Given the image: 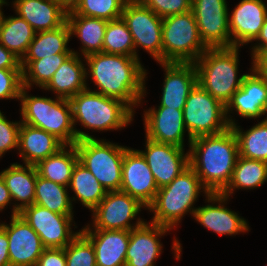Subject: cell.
<instances>
[{
    "mask_svg": "<svg viewBox=\"0 0 267 266\" xmlns=\"http://www.w3.org/2000/svg\"><path fill=\"white\" fill-rule=\"evenodd\" d=\"M144 156L158 188L170 184L189 165V150L171 144L159 143L145 137Z\"/></svg>",
    "mask_w": 267,
    "mask_h": 266,
    "instance_id": "15",
    "label": "cell"
},
{
    "mask_svg": "<svg viewBox=\"0 0 267 266\" xmlns=\"http://www.w3.org/2000/svg\"><path fill=\"white\" fill-rule=\"evenodd\" d=\"M170 231V228L147 221L130 230L126 266H156L163 250L160 238Z\"/></svg>",
    "mask_w": 267,
    "mask_h": 266,
    "instance_id": "21",
    "label": "cell"
},
{
    "mask_svg": "<svg viewBox=\"0 0 267 266\" xmlns=\"http://www.w3.org/2000/svg\"><path fill=\"white\" fill-rule=\"evenodd\" d=\"M252 67L267 78V49L261 51L251 62Z\"/></svg>",
    "mask_w": 267,
    "mask_h": 266,
    "instance_id": "47",
    "label": "cell"
},
{
    "mask_svg": "<svg viewBox=\"0 0 267 266\" xmlns=\"http://www.w3.org/2000/svg\"><path fill=\"white\" fill-rule=\"evenodd\" d=\"M78 161L84 165L107 191H120L122 163L127 146L106 139L76 141Z\"/></svg>",
    "mask_w": 267,
    "mask_h": 266,
    "instance_id": "8",
    "label": "cell"
},
{
    "mask_svg": "<svg viewBox=\"0 0 267 266\" xmlns=\"http://www.w3.org/2000/svg\"><path fill=\"white\" fill-rule=\"evenodd\" d=\"M239 47L208 48L195 62L197 83L225 106L241 87Z\"/></svg>",
    "mask_w": 267,
    "mask_h": 266,
    "instance_id": "5",
    "label": "cell"
},
{
    "mask_svg": "<svg viewBox=\"0 0 267 266\" xmlns=\"http://www.w3.org/2000/svg\"><path fill=\"white\" fill-rule=\"evenodd\" d=\"M77 161L75 144L65 145L57 153L40 161L35 167L42 178L68 187Z\"/></svg>",
    "mask_w": 267,
    "mask_h": 266,
    "instance_id": "32",
    "label": "cell"
},
{
    "mask_svg": "<svg viewBox=\"0 0 267 266\" xmlns=\"http://www.w3.org/2000/svg\"><path fill=\"white\" fill-rule=\"evenodd\" d=\"M35 266H66L64 248H45Z\"/></svg>",
    "mask_w": 267,
    "mask_h": 266,
    "instance_id": "43",
    "label": "cell"
},
{
    "mask_svg": "<svg viewBox=\"0 0 267 266\" xmlns=\"http://www.w3.org/2000/svg\"><path fill=\"white\" fill-rule=\"evenodd\" d=\"M35 34L36 31L23 18L18 15L6 17L3 13L0 26V44L20 60L26 54Z\"/></svg>",
    "mask_w": 267,
    "mask_h": 266,
    "instance_id": "33",
    "label": "cell"
},
{
    "mask_svg": "<svg viewBox=\"0 0 267 266\" xmlns=\"http://www.w3.org/2000/svg\"><path fill=\"white\" fill-rule=\"evenodd\" d=\"M158 189L144 156L138 149L128 147L123 157L120 191L136 198L147 209L153 203Z\"/></svg>",
    "mask_w": 267,
    "mask_h": 266,
    "instance_id": "16",
    "label": "cell"
},
{
    "mask_svg": "<svg viewBox=\"0 0 267 266\" xmlns=\"http://www.w3.org/2000/svg\"><path fill=\"white\" fill-rule=\"evenodd\" d=\"M7 232L10 266H35L45 247L40 236L20 215H11L10 224L1 222Z\"/></svg>",
    "mask_w": 267,
    "mask_h": 266,
    "instance_id": "17",
    "label": "cell"
},
{
    "mask_svg": "<svg viewBox=\"0 0 267 266\" xmlns=\"http://www.w3.org/2000/svg\"><path fill=\"white\" fill-rule=\"evenodd\" d=\"M267 17L262 0H241L228 14L232 47L241 48L256 40Z\"/></svg>",
    "mask_w": 267,
    "mask_h": 266,
    "instance_id": "20",
    "label": "cell"
},
{
    "mask_svg": "<svg viewBox=\"0 0 267 266\" xmlns=\"http://www.w3.org/2000/svg\"><path fill=\"white\" fill-rule=\"evenodd\" d=\"M146 207L136 198L122 191H107L101 202L91 211L92 226L83 229L127 230L139 227L145 221L136 216ZM135 223H131L132 220Z\"/></svg>",
    "mask_w": 267,
    "mask_h": 266,
    "instance_id": "11",
    "label": "cell"
},
{
    "mask_svg": "<svg viewBox=\"0 0 267 266\" xmlns=\"http://www.w3.org/2000/svg\"><path fill=\"white\" fill-rule=\"evenodd\" d=\"M11 203L13 204L9 190L0 173V211H3Z\"/></svg>",
    "mask_w": 267,
    "mask_h": 266,
    "instance_id": "48",
    "label": "cell"
},
{
    "mask_svg": "<svg viewBox=\"0 0 267 266\" xmlns=\"http://www.w3.org/2000/svg\"><path fill=\"white\" fill-rule=\"evenodd\" d=\"M52 212L74 216L73 204L68 193V187L37 175L35 184V202Z\"/></svg>",
    "mask_w": 267,
    "mask_h": 266,
    "instance_id": "35",
    "label": "cell"
},
{
    "mask_svg": "<svg viewBox=\"0 0 267 266\" xmlns=\"http://www.w3.org/2000/svg\"><path fill=\"white\" fill-rule=\"evenodd\" d=\"M159 17L182 14L191 10V0H140Z\"/></svg>",
    "mask_w": 267,
    "mask_h": 266,
    "instance_id": "42",
    "label": "cell"
},
{
    "mask_svg": "<svg viewBox=\"0 0 267 266\" xmlns=\"http://www.w3.org/2000/svg\"><path fill=\"white\" fill-rule=\"evenodd\" d=\"M128 0H81L77 7L67 14H77L108 21L121 18Z\"/></svg>",
    "mask_w": 267,
    "mask_h": 266,
    "instance_id": "38",
    "label": "cell"
},
{
    "mask_svg": "<svg viewBox=\"0 0 267 266\" xmlns=\"http://www.w3.org/2000/svg\"><path fill=\"white\" fill-rule=\"evenodd\" d=\"M11 5L36 32L56 29L67 20V12L56 0H14Z\"/></svg>",
    "mask_w": 267,
    "mask_h": 266,
    "instance_id": "24",
    "label": "cell"
},
{
    "mask_svg": "<svg viewBox=\"0 0 267 266\" xmlns=\"http://www.w3.org/2000/svg\"><path fill=\"white\" fill-rule=\"evenodd\" d=\"M267 182V162L238 156L233 175L222 195L230 197L235 190L256 189Z\"/></svg>",
    "mask_w": 267,
    "mask_h": 266,
    "instance_id": "31",
    "label": "cell"
},
{
    "mask_svg": "<svg viewBox=\"0 0 267 266\" xmlns=\"http://www.w3.org/2000/svg\"><path fill=\"white\" fill-rule=\"evenodd\" d=\"M72 53H58L39 60H20L23 86L32 89L36 85L43 89L53 74Z\"/></svg>",
    "mask_w": 267,
    "mask_h": 266,
    "instance_id": "34",
    "label": "cell"
},
{
    "mask_svg": "<svg viewBox=\"0 0 267 266\" xmlns=\"http://www.w3.org/2000/svg\"><path fill=\"white\" fill-rule=\"evenodd\" d=\"M228 199L221 193L208 194L205 203L211 204L198 207L193 214L194 220L218 235L235 236L250 231L247 220L225 206Z\"/></svg>",
    "mask_w": 267,
    "mask_h": 266,
    "instance_id": "18",
    "label": "cell"
},
{
    "mask_svg": "<svg viewBox=\"0 0 267 266\" xmlns=\"http://www.w3.org/2000/svg\"><path fill=\"white\" fill-rule=\"evenodd\" d=\"M8 3L7 0H0V13H3V5H9Z\"/></svg>",
    "mask_w": 267,
    "mask_h": 266,
    "instance_id": "50",
    "label": "cell"
},
{
    "mask_svg": "<svg viewBox=\"0 0 267 266\" xmlns=\"http://www.w3.org/2000/svg\"><path fill=\"white\" fill-rule=\"evenodd\" d=\"M0 266H10L7 232L0 226Z\"/></svg>",
    "mask_w": 267,
    "mask_h": 266,
    "instance_id": "46",
    "label": "cell"
},
{
    "mask_svg": "<svg viewBox=\"0 0 267 266\" xmlns=\"http://www.w3.org/2000/svg\"><path fill=\"white\" fill-rule=\"evenodd\" d=\"M103 52L136 57L133 37L122 17L108 21L103 40Z\"/></svg>",
    "mask_w": 267,
    "mask_h": 266,
    "instance_id": "37",
    "label": "cell"
},
{
    "mask_svg": "<svg viewBox=\"0 0 267 266\" xmlns=\"http://www.w3.org/2000/svg\"><path fill=\"white\" fill-rule=\"evenodd\" d=\"M27 90L23 86L20 92L21 123L45 130L65 145H74L77 136L70 100L32 96Z\"/></svg>",
    "mask_w": 267,
    "mask_h": 266,
    "instance_id": "6",
    "label": "cell"
},
{
    "mask_svg": "<svg viewBox=\"0 0 267 266\" xmlns=\"http://www.w3.org/2000/svg\"><path fill=\"white\" fill-rule=\"evenodd\" d=\"M22 69H0V100H20Z\"/></svg>",
    "mask_w": 267,
    "mask_h": 266,
    "instance_id": "40",
    "label": "cell"
},
{
    "mask_svg": "<svg viewBox=\"0 0 267 266\" xmlns=\"http://www.w3.org/2000/svg\"><path fill=\"white\" fill-rule=\"evenodd\" d=\"M40 236L45 248H65L79 233L72 230L74 216L61 215L38 204L19 213Z\"/></svg>",
    "mask_w": 267,
    "mask_h": 266,
    "instance_id": "12",
    "label": "cell"
},
{
    "mask_svg": "<svg viewBox=\"0 0 267 266\" xmlns=\"http://www.w3.org/2000/svg\"><path fill=\"white\" fill-rule=\"evenodd\" d=\"M183 118L188 131V147L194 138L220 134L231 127L226 116V106L198 83L186 99Z\"/></svg>",
    "mask_w": 267,
    "mask_h": 266,
    "instance_id": "9",
    "label": "cell"
},
{
    "mask_svg": "<svg viewBox=\"0 0 267 266\" xmlns=\"http://www.w3.org/2000/svg\"><path fill=\"white\" fill-rule=\"evenodd\" d=\"M207 49L192 10L163 18L162 63H194Z\"/></svg>",
    "mask_w": 267,
    "mask_h": 266,
    "instance_id": "7",
    "label": "cell"
},
{
    "mask_svg": "<svg viewBox=\"0 0 267 266\" xmlns=\"http://www.w3.org/2000/svg\"><path fill=\"white\" fill-rule=\"evenodd\" d=\"M249 69L250 73H245L241 87L226 105V116L230 126L236 124L230 113L237 112L241 118L254 120L267 114V78L253 67Z\"/></svg>",
    "mask_w": 267,
    "mask_h": 266,
    "instance_id": "14",
    "label": "cell"
},
{
    "mask_svg": "<svg viewBox=\"0 0 267 266\" xmlns=\"http://www.w3.org/2000/svg\"><path fill=\"white\" fill-rule=\"evenodd\" d=\"M157 107L143 111L145 137L155 142L184 148V137L188 131L184 124L183 110Z\"/></svg>",
    "mask_w": 267,
    "mask_h": 266,
    "instance_id": "19",
    "label": "cell"
},
{
    "mask_svg": "<svg viewBox=\"0 0 267 266\" xmlns=\"http://www.w3.org/2000/svg\"><path fill=\"white\" fill-rule=\"evenodd\" d=\"M68 188L74 192L71 203L78 200L82 206L92 211L105 197L107 190L94 175L79 161L75 164Z\"/></svg>",
    "mask_w": 267,
    "mask_h": 266,
    "instance_id": "30",
    "label": "cell"
},
{
    "mask_svg": "<svg viewBox=\"0 0 267 266\" xmlns=\"http://www.w3.org/2000/svg\"><path fill=\"white\" fill-rule=\"evenodd\" d=\"M70 36L77 37L81 42V57L103 52V40L108 20L86 17L77 14H67L66 20Z\"/></svg>",
    "mask_w": 267,
    "mask_h": 266,
    "instance_id": "28",
    "label": "cell"
},
{
    "mask_svg": "<svg viewBox=\"0 0 267 266\" xmlns=\"http://www.w3.org/2000/svg\"><path fill=\"white\" fill-rule=\"evenodd\" d=\"M2 19H3V13H0V26H1Z\"/></svg>",
    "mask_w": 267,
    "mask_h": 266,
    "instance_id": "51",
    "label": "cell"
},
{
    "mask_svg": "<svg viewBox=\"0 0 267 266\" xmlns=\"http://www.w3.org/2000/svg\"><path fill=\"white\" fill-rule=\"evenodd\" d=\"M64 250L66 266H97L93 245L81 231Z\"/></svg>",
    "mask_w": 267,
    "mask_h": 266,
    "instance_id": "39",
    "label": "cell"
},
{
    "mask_svg": "<svg viewBox=\"0 0 267 266\" xmlns=\"http://www.w3.org/2000/svg\"><path fill=\"white\" fill-rule=\"evenodd\" d=\"M58 4L67 12L73 11L81 0H56Z\"/></svg>",
    "mask_w": 267,
    "mask_h": 266,
    "instance_id": "49",
    "label": "cell"
},
{
    "mask_svg": "<svg viewBox=\"0 0 267 266\" xmlns=\"http://www.w3.org/2000/svg\"><path fill=\"white\" fill-rule=\"evenodd\" d=\"M237 123L232 125L237 141L239 156L267 162V116L246 131Z\"/></svg>",
    "mask_w": 267,
    "mask_h": 266,
    "instance_id": "36",
    "label": "cell"
},
{
    "mask_svg": "<svg viewBox=\"0 0 267 266\" xmlns=\"http://www.w3.org/2000/svg\"><path fill=\"white\" fill-rule=\"evenodd\" d=\"M226 0H192L200 37L208 48L232 47Z\"/></svg>",
    "mask_w": 267,
    "mask_h": 266,
    "instance_id": "13",
    "label": "cell"
},
{
    "mask_svg": "<svg viewBox=\"0 0 267 266\" xmlns=\"http://www.w3.org/2000/svg\"><path fill=\"white\" fill-rule=\"evenodd\" d=\"M86 78L92 79L97 90L106 97L125 102L134 112L146 96L147 70L140 59L126 55L93 53L84 57Z\"/></svg>",
    "mask_w": 267,
    "mask_h": 266,
    "instance_id": "1",
    "label": "cell"
},
{
    "mask_svg": "<svg viewBox=\"0 0 267 266\" xmlns=\"http://www.w3.org/2000/svg\"><path fill=\"white\" fill-rule=\"evenodd\" d=\"M84 63L85 60H82L80 54L72 53L56 70L43 90L54 92L58 98L70 100L77 93L87 89Z\"/></svg>",
    "mask_w": 267,
    "mask_h": 266,
    "instance_id": "27",
    "label": "cell"
},
{
    "mask_svg": "<svg viewBox=\"0 0 267 266\" xmlns=\"http://www.w3.org/2000/svg\"><path fill=\"white\" fill-rule=\"evenodd\" d=\"M0 110V158L10 150H18L20 121H9Z\"/></svg>",
    "mask_w": 267,
    "mask_h": 266,
    "instance_id": "41",
    "label": "cell"
},
{
    "mask_svg": "<svg viewBox=\"0 0 267 266\" xmlns=\"http://www.w3.org/2000/svg\"><path fill=\"white\" fill-rule=\"evenodd\" d=\"M80 231L93 245L97 266H126L130 231L82 228Z\"/></svg>",
    "mask_w": 267,
    "mask_h": 266,
    "instance_id": "23",
    "label": "cell"
},
{
    "mask_svg": "<svg viewBox=\"0 0 267 266\" xmlns=\"http://www.w3.org/2000/svg\"><path fill=\"white\" fill-rule=\"evenodd\" d=\"M73 124L77 141L94 139V136L76 128V123L83 129L96 131L122 130L134 120V111L123 101L106 97L87 89L77 93L70 99Z\"/></svg>",
    "mask_w": 267,
    "mask_h": 266,
    "instance_id": "3",
    "label": "cell"
},
{
    "mask_svg": "<svg viewBox=\"0 0 267 266\" xmlns=\"http://www.w3.org/2000/svg\"><path fill=\"white\" fill-rule=\"evenodd\" d=\"M70 39V30L67 22L53 30L36 32L26 54L21 60H39L58 53L79 54L74 49L68 47Z\"/></svg>",
    "mask_w": 267,
    "mask_h": 266,
    "instance_id": "29",
    "label": "cell"
},
{
    "mask_svg": "<svg viewBox=\"0 0 267 266\" xmlns=\"http://www.w3.org/2000/svg\"><path fill=\"white\" fill-rule=\"evenodd\" d=\"M201 192L205 197L209 194L189 166L170 184L158 189L153 203L147 208L153 213L150 222L173 230L187 213L193 216L198 208L194 205Z\"/></svg>",
    "mask_w": 267,
    "mask_h": 266,
    "instance_id": "4",
    "label": "cell"
},
{
    "mask_svg": "<svg viewBox=\"0 0 267 266\" xmlns=\"http://www.w3.org/2000/svg\"><path fill=\"white\" fill-rule=\"evenodd\" d=\"M122 19L133 37L136 58L137 48L148 52L157 63L162 62V22L153 10L140 0H128L122 12Z\"/></svg>",
    "mask_w": 267,
    "mask_h": 266,
    "instance_id": "10",
    "label": "cell"
},
{
    "mask_svg": "<svg viewBox=\"0 0 267 266\" xmlns=\"http://www.w3.org/2000/svg\"><path fill=\"white\" fill-rule=\"evenodd\" d=\"M9 190L13 203L12 214H19L25 207L35 202V184L37 169L33 165L12 163L8 168L0 172ZM17 201V202H16ZM19 201V202H18ZM16 202V203H15Z\"/></svg>",
    "mask_w": 267,
    "mask_h": 266,
    "instance_id": "26",
    "label": "cell"
},
{
    "mask_svg": "<svg viewBox=\"0 0 267 266\" xmlns=\"http://www.w3.org/2000/svg\"><path fill=\"white\" fill-rule=\"evenodd\" d=\"M65 144L55 135L40 128L21 123L18 151L23 164L36 166L57 153Z\"/></svg>",
    "mask_w": 267,
    "mask_h": 266,
    "instance_id": "25",
    "label": "cell"
},
{
    "mask_svg": "<svg viewBox=\"0 0 267 266\" xmlns=\"http://www.w3.org/2000/svg\"><path fill=\"white\" fill-rule=\"evenodd\" d=\"M0 69H22L20 59L0 44Z\"/></svg>",
    "mask_w": 267,
    "mask_h": 266,
    "instance_id": "44",
    "label": "cell"
},
{
    "mask_svg": "<svg viewBox=\"0 0 267 266\" xmlns=\"http://www.w3.org/2000/svg\"><path fill=\"white\" fill-rule=\"evenodd\" d=\"M164 69V82L158 106L183 110L186 99L197 84L194 63L159 62Z\"/></svg>",
    "mask_w": 267,
    "mask_h": 266,
    "instance_id": "22",
    "label": "cell"
},
{
    "mask_svg": "<svg viewBox=\"0 0 267 266\" xmlns=\"http://www.w3.org/2000/svg\"><path fill=\"white\" fill-rule=\"evenodd\" d=\"M256 43L252 44L251 60H253L261 51L267 49V17L261 28L259 36L256 38Z\"/></svg>",
    "mask_w": 267,
    "mask_h": 266,
    "instance_id": "45",
    "label": "cell"
},
{
    "mask_svg": "<svg viewBox=\"0 0 267 266\" xmlns=\"http://www.w3.org/2000/svg\"><path fill=\"white\" fill-rule=\"evenodd\" d=\"M189 165L196 172L203 187L211 193H222L231 181L239 156L237 137L228 130L192 139Z\"/></svg>",
    "mask_w": 267,
    "mask_h": 266,
    "instance_id": "2",
    "label": "cell"
}]
</instances>
